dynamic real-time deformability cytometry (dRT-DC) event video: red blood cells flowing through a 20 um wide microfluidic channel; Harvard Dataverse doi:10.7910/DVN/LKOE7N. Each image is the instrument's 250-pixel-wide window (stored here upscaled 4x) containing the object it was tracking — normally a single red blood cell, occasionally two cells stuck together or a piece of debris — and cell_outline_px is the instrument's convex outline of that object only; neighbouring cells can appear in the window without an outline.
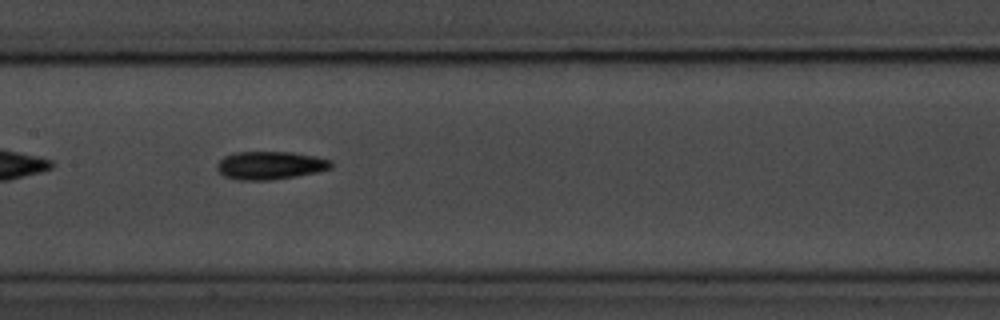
{"species": "common noctule bat (a hibernating species)", "species_latin": "Nyctalus noctula", "temperature_condition": "room temperature", "stored_images_in_passage": 40, "camera_frame_rate_fps": 3000, "um_per_image_px": 0.085, "animal": {"sex": "male", "body_mass_g": 20.1, "forearm_length_mm": 53.5}, "frame": {"image": 1, "passage_image": 12, "time_ms": 3.667, "image_size_px": [1000, 320], "cell_outline_px": [[332, 168], [316, 172], [296, 176], [272, 180], [240, 180], [224, 176], [216, 168], [216, 164], [224, 156], [232, 152], [292, 152], [332, 160]], "centroid_in_image_um": [22.94, 14.05], "position_along_channel_um": 184.5, "area_um2": 18.67}}
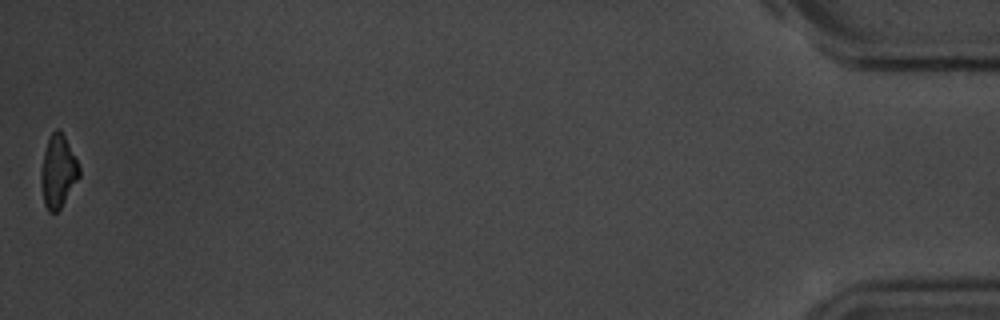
{"frame": {"image": 2, "passage_image": 40, "time_ms": 13.0, "image_size_px": [1000, 320], "cell_outline_px": [[80, 176], [60, 208], [56, 212], [48, 212], [44, 204], [40, 180], [40, 172], [44, 152], [48, 140], [52, 132], [56, 128], [64, 136], [80, 168]], "centroid_in_image_um": [4.91, 14.6], "position_along_channel_um": 430.3, "area_um2": 15.84}, "authors_computed_cell_mechanics": {"area_um2": 17.5423, "velocity_mm_per_s": 3.6789, "shape_relaxation_time_tau1_ms": 3.1318, "shape_relaxation_time_tau2_ms": 7.5909, "deformation_change_tau1": 0.164, "deformation_change_tau2": 0.17}}